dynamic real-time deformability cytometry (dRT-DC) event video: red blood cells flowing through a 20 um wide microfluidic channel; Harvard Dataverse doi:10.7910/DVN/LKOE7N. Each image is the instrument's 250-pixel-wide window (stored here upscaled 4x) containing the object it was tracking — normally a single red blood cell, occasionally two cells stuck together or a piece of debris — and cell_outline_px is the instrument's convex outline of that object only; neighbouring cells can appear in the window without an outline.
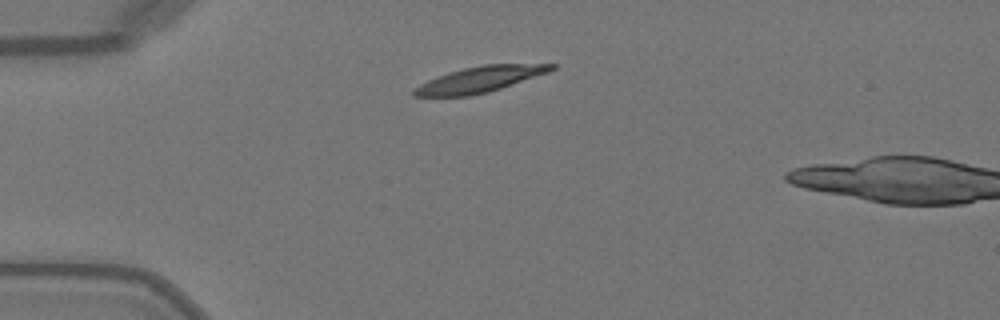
{"species": "Egyptian fruit bat (a non-hibernating species)", "species_latin": "Rousettus aegyptiacus", "temperature_condition": "warm", "stored_images_in_passage": 4, "camera_frame_rate_fps": 3000, "um_per_image_px": 0.085, "animal": {"sex": "female"}, "frame": {"image": 1, "passage_image": 1, "time_ms": 0.0, "image_size_px": [1000, 320], "cell_outline_px": [[556, 68], [548, 72], [488, 92], [468, 96], [412, 96], [412, 88], [428, 80], [448, 72], [464, 68], [484, 64], [556, 64]], "centroid_in_image_um": [40.74, 6.75], "position_along_channel_um": 44.3, "area_um2": 20.4}}